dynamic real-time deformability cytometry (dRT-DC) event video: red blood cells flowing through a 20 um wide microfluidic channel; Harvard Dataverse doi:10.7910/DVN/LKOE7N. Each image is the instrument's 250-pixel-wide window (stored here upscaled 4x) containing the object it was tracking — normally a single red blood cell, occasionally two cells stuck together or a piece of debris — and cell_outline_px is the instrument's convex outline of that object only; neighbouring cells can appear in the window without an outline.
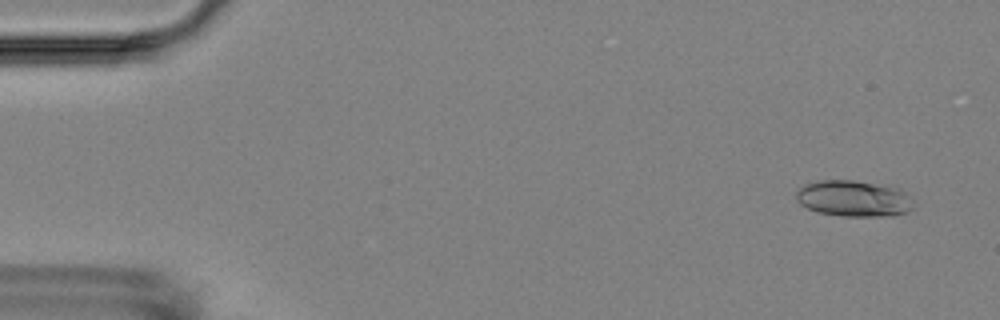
{"species": "Egyptian fruit bat (a non-hibernating species)", "species_latin": "Rousettus aegyptiacus", "temperature_condition": "room temperature", "stored_images_in_passage": 6, "camera_frame_rate_fps": 3000, "um_per_image_px": 0.085, "animal": {"sex": "female"}, "frame": {"image": 1, "passage_image": 1, "time_ms": 0.0, "image_size_px": [1000, 320], "cell_outline_px": [[912, 208], [904, 212], [892, 216], [840, 216], [820, 212], [808, 208], [800, 204], [796, 200], [796, 192], [804, 184], [816, 180], [852, 180], [900, 188], [912, 196]], "centroid_in_image_um": [72.56, 16.87], "position_along_channel_um": 12.4, "area_um2": 24.8}}
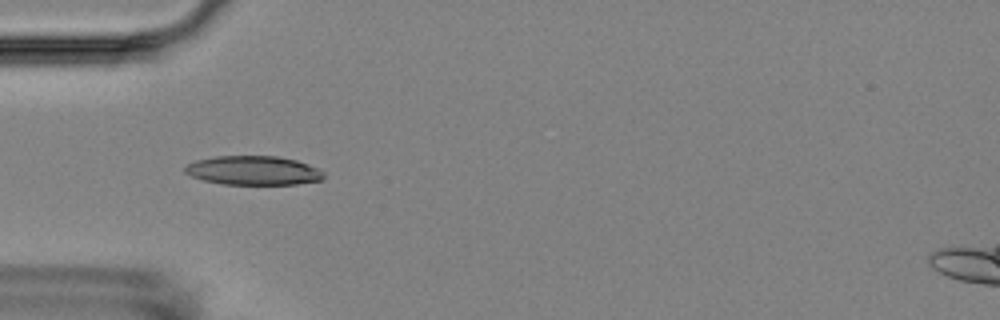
{"frame": {"image": 2, "passage_image": 5, "time_ms": 4.667, "image_size_px": [1000, 320], "cell_outline_px": [[324, 180], [296, 184], [220, 184], [204, 180], [192, 176], [184, 172], [184, 168], [188, 164], [196, 160], [216, 156], [276, 156], [296, 160], [320, 168], [324, 172]], "centroid_in_image_um": [21.57, 14.49], "position_along_channel_um": 63.4, "area_um2": 23.58}}